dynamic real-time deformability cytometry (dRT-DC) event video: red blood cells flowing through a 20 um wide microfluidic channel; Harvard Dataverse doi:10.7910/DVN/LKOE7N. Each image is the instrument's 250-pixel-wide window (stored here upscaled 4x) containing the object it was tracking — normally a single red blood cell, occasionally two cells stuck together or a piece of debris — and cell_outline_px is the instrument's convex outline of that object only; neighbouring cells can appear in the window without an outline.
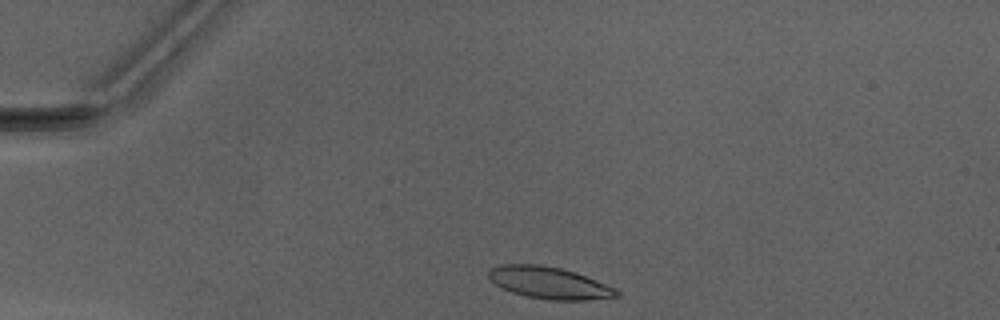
{"species": "Egyptian fruit bat (a non-hibernating species)", "species_latin": "Rousettus aegyptiacus", "temperature_condition": "warm", "stored_images_in_passage": 30, "camera_frame_rate_fps": 3000, "um_per_image_px": 0.085, "animal": {"sex": "male"}, "frame": {"image": 1, "passage_image": 1, "time_ms": 0.0, "image_size_px": [1000, 320], "cell_outline_px": [[620, 296], [584, 300], [548, 300], [528, 296], [512, 292], [496, 284], [488, 276], [488, 272], [492, 268], [500, 264], [540, 264], [560, 268], [576, 272], [616, 288], [620, 292]], "centroid_in_image_um": [46.71, 24.03], "position_along_channel_um": 38.3, "area_um2": 23.64}}
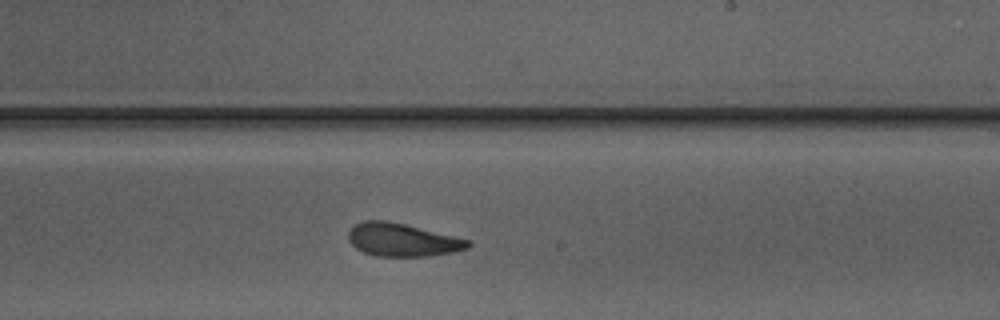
{"frame": {"image": 2, "passage_image": 20, "time_ms": 6.333, "image_size_px": [1000, 320], "cell_outline_px": [[472, 244], [468, 248], [452, 252], [428, 256], [376, 256], [364, 252], [356, 248], [348, 240], [348, 232], [356, 224], [364, 220], [388, 220], [472, 240]], "centroid_in_image_um": [34.21, 20.38], "position_along_channel_um": 254.8, "area_um2": 23.06}}
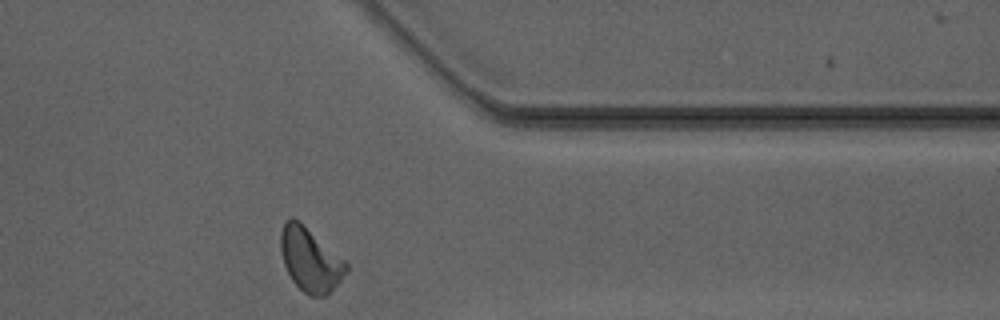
{"frame": {"image": 3, "passage_image": 30, "time_ms": 9.667, "image_size_px": [1000, 320], "cell_outline_px": [[348, 272], [324, 296], [308, 296], [292, 280], [284, 264], [280, 252], [280, 232], [284, 224], [292, 216], [300, 220], [344, 260], [348, 264]], "centroid_in_image_um": [26.35, 22.04], "position_along_channel_um": 385.1, "area_um2": 24.16}, "authors_computed_cell_mechanics": {"area_um2": 23.1489, "velocity_mm_per_s": 4.1604, "shape_relaxation_time_tau1_ms": 4.2311, "shape_relaxation_time_tau2_ms": 2.0928, "deformation_change_tau1": 0.1478, "deformation_change_tau2": 0.0791}}